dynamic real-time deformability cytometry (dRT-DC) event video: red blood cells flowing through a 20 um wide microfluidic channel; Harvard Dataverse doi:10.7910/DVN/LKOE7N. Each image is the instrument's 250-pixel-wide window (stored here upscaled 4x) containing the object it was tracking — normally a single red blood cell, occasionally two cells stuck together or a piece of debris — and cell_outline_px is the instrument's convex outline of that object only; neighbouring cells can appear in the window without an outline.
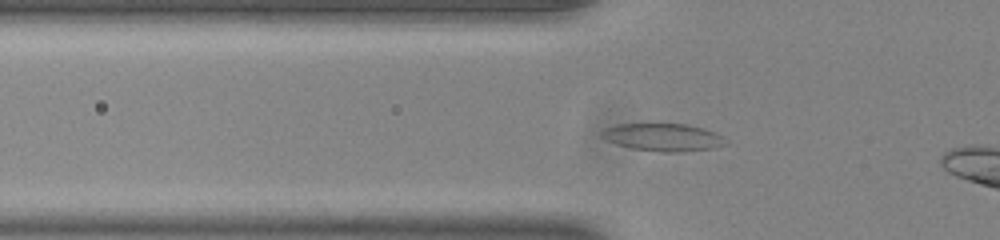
{"species": "common noctule bat (a hibernating species)", "species_latin": "Nyctalus noctula", "temperature_condition": "room temperature", "stored_images_in_passage": 36, "camera_frame_rate_fps": 3000, "um_per_image_px": 0.085, "animal": {"sex": "male", "body_mass_g": 20.0, "forearm_length_mm": 53.3}, "frame": {"image": 1, "passage_image": 10, "time_ms": 3.0, "image_size_px": [1000, 240], "cell_outline_px": [[728, 144], [712, 148], [680, 152], [660, 152], [632, 148], [616, 144], [600, 136], [600, 132], [604, 128], [616, 124], [684, 124], [704, 128], [716, 132], [724, 136]], "centroid_in_image_um": [56.38, 11.66], "position_along_channel_um": 69.4, "area_um2": 20.06}}
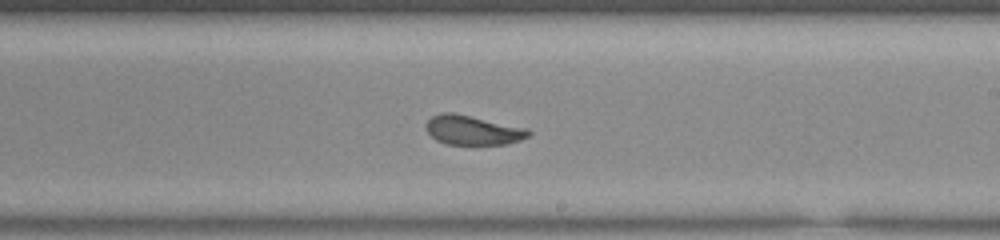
{"frame": {"image": 2, "passage_image": 24, "time_ms": 7.667, "image_size_px": [1000, 240], "cell_outline_px": [[532, 132], [528, 136], [520, 140], [504, 144], [444, 144], [436, 140], [428, 132], [424, 124], [432, 116], [440, 112], [452, 112], [528, 128]], "centroid_in_image_um": [40.16, 11.05], "position_along_channel_um": 248.8, "area_um2": 17.57}}
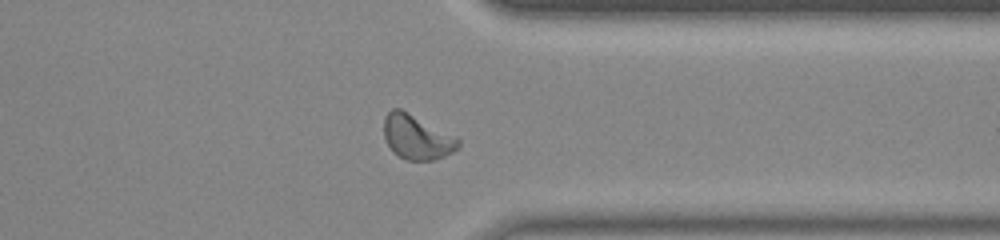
{"frame": {"image": 3, "passage_image": 34, "time_ms": 11.0, "image_size_px": [1000, 240], "cell_outline_px": [[460, 148], [444, 156], [432, 160], [408, 160], [392, 152], [384, 136], [384, 116], [392, 108], [400, 108], [456, 136], [460, 140]], "centroid_in_image_um": [35.44, 11.65], "position_along_channel_um": 376.0, "area_um2": 19.31}}